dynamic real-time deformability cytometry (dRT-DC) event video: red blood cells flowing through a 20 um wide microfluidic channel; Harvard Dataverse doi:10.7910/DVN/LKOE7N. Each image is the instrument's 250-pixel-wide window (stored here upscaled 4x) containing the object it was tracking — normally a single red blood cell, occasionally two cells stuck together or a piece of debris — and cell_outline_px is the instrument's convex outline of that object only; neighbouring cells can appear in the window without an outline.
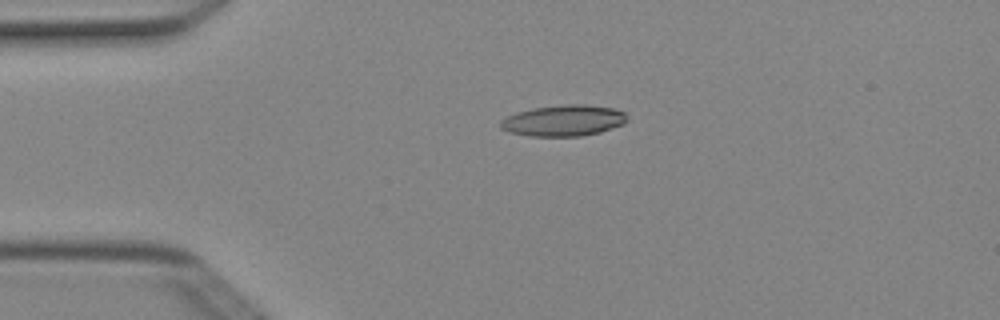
{"species": "Egyptian fruit bat (a non-hibernating species)", "species_latin": "Rousettus aegyptiacus", "temperature_condition": "cold", "stored_images_in_passage": 1, "camera_frame_rate_fps": 3000, "um_per_image_px": 0.085, "animal": {"sex": "female"}, "frame": {"image": 1, "passage_image": 1, "time_ms": 0.0, "image_size_px": [1000, 320], "cell_outline_px": [[628, 120], [624, 124], [600, 132], [580, 136], [528, 136], [508, 132], [500, 128], [500, 120], [516, 112], [532, 108], [568, 104], [584, 104], [612, 108], [624, 112], [628, 116]], "centroid_in_image_um": [47.9, 10.25], "position_along_channel_um": 37.1, "area_um2": 23.06}}